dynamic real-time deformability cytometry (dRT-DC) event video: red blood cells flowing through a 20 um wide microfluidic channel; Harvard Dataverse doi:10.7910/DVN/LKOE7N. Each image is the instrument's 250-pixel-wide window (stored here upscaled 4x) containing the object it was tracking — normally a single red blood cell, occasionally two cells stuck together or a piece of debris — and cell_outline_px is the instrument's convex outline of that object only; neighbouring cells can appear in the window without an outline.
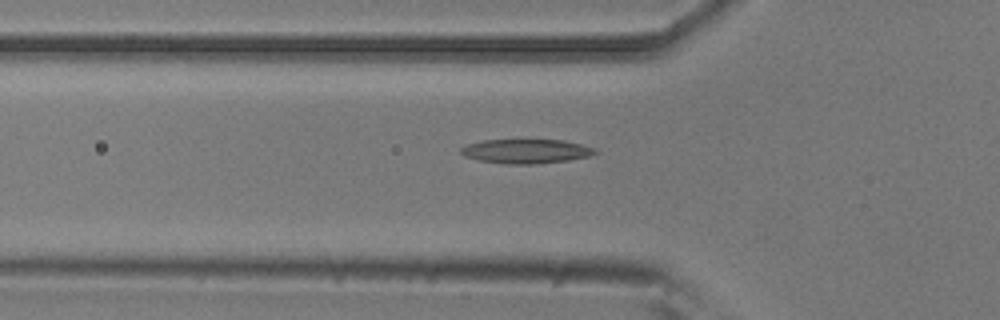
{"species": "common noctule bat (a hibernating species)", "species_latin": "Nyctalus noctula", "temperature_condition": "room temperature", "stored_images_in_passage": 42, "segment_of_instrument_passage": [1, 2], "camera_frame_rate_fps": 3000, "um_per_image_px": 0.085, "animal": {"sex": "male", "body_mass_g": 20.5, "forearm_length_mm": 52.5}, "frame": {"image": 1, "passage_image": 5, "time_ms": 1.333, "image_size_px": [1000, 320], "cell_outline_px": [[600, 152], [588, 156], [568, 160], [536, 164], [508, 164], [480, 160], [464, 156], [460, 152], [460, 148], [464, 144], [484, 140], [564, 140], [596, 148]], "centroid_in_image_um": [44.71, 12.85], "position_along_channel_um": 81.1, "area_um2": 19.02}}
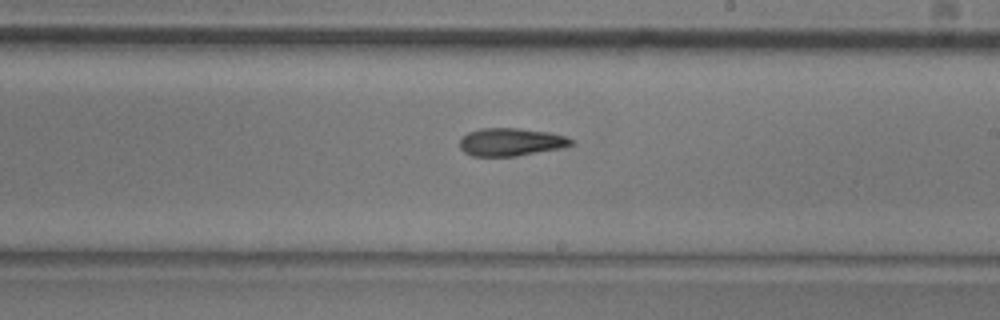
{"frame": {"image": 2, "passage_image": 18, "time_ms": 5.667, "image_size_px": [1000, 320], "cell_outline_px": [[572, 144], [560, 148], [516, 156], [472, 156], [464, 152], [460, 148], [460, 136], [468, 132], [480, 128], [520, 128], [548, 132], [564, 136], [572, 140]], "centroid_in_image_um": [43.35, 12.06], "position_along_channel_um": 245.6, "area_um2": 18.03}}
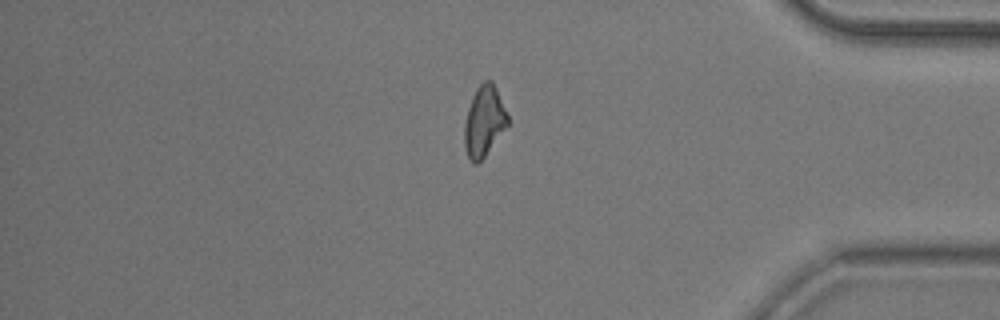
{"frame": {"image": 3, "passage_image": 32, "time_ms": 10.333, "image_size_px": [1000, 320], "cell_outline_px": [[508, 124], [484, 156], [476, 164], [472, 164], [468, 160], [464, 144], [464, 124], [468, 108], [472, 96], [476, 88], [484, 80], [492, 80], [496, 88], [508, 116]], "centroid_in_image_um": [41.12, 10.3], "position_along_channel_um": 394.1, "area_um2": 17.63}}